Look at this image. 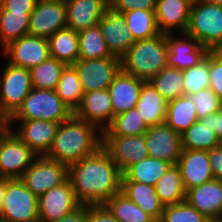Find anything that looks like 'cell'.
I'll return each mask as SVG.
<instances>
[{"label":"cell","mask_w":222,"mask_h":222,"mask_svg":"<svg viewBox=\"0 0 222 222\" xmlns=\"http://www.w3.org/2000/svg\"><path fill=\"white\" fill-rule=\"evenodd\" d=\"M122 175L103 146L68 167V179L81 205L105 204L121 191Z\"/></svg>","instance_id":"obj_1"},{"label":"cell","mask_w":222,"mask_h":222,"mask_svg":"<svg viewBox=\"0 0 222 222\" xmlns=\"http://www.w3.org/2000/svg\"><path fill=\"white\" fill-rule=\"evenodd\" d=\"M157 0H111L109 7L118 13L136 9L155 11Z\"/></svg>","instance_id":"obj_44"},{"label":"cell","mask_w":222,"mask_h":222,"mask_svg":"<svg viewBox=\"0 0 222 222\" xmlns=\"http://www.w3.org/2000/svg\"><path fill=\"white\" fill-rule=\"evenodd\" d=\"M103 143V132L95 125L72 115L60 123L47 158L67 167L96 152Z\"/></svg>","instance_id":"obj_2"},{"label":"cell","mask_w":222,"mask_h":222,"mask_svg":"<svg viewBox=\"0 0 222 222\" xmlns=\"http://www.w3.org/2000/svg\"><path fill=\"white\" fill-rule=\"evenodd\" d=\"M36 157L8 127L0 133V177L21 179Z\"/></svg>","instance_id":"obj_7"},{"label":"cell","mask_w":222,"mask_h":222,"mask_svg":"<svg viewBox=\"0 0 222 222\" xmlns=\"http://www.w3.org/2000/svg\"><path fill=\"white\" fill-rule=\"evenodd\" d=\"M185 201L210 221H222V181L213 179L187 190Z\"/></svg>","instance_id":"obj_21"},{"label":"cell","mask_w":222,"mask_h":222,"mask_svg":"<svg viewBox=\"0 0 222 222\" xmlns=\"http://www.w3.org/2000/svg\"><path fill=\"white\" fill-rule=\"evenodd\" d=\"M79 59H101L113 56L106 45L99 24L78 32Z\"/></svg>","instance_id":"obj_34"},{"label":"cell","mask_w":222,"mask_h":222,"mask_svg":"<svg viewBox=\"0 0 222 222\" xmlns=\"http://www.w3.org/2000/svg\"><path fill=\"white\" fill-rule=\"evenodd\" d=\"M145 82L122 70L119 71L108 87L113 108V118L136 107L141 88Z\"/></svg>","instance_id":"obj_23"},{"label":"cell","mask_w":222,"mask_h":222,"mask_svg":"<svg viewBox=\"0 0 222 222\" xmlns=\"http://www.w3.org/2000/svg\"><path fill=\"white\" fill-rule=\"evenodd\" d=\"M210 220L186 201L166 205L160 222H209Z\"/></svg>","instance_id":"obj_41"},{"label":"cell","mask_w":222,"mask_h":222,"mask_svg":"<svg viewBox=\"0 0 222 222\" xmlns=\"http://www.w3.org/2000/svg\"><path fill=\"white\" fill-rule=\"evenodd\" d=\"M50 56L56 60L73 65L79 60L78 32L64 27L48 38Z\"/></svg>","instance_id":"obj_28"},{"label":"cell","mask_w":222,"mask_h":222,"mask_svg":"<svg viewBox=\"0 0 222 222\" xmlns=\"http://www.w3.org/2000/svg\"><path fill=\"white\" fill-rule=\"evenodd\" d=\"M188 1H190L191 3H195V2H198L200 0H188Z\"/></svg>","instance_id":"obj_54"},{"label":"cell","mask_w":222,"mask_h":222,"mask_svg":"<svg viewBox=\"0 0 222 222\" xmlns=\"http://www.w3.org/2000/svg\"><path fill=\"white\" fill-rule=\"evenodd\" d=\"M191 97L196 107L198 120L222 109V100L210 87L200 90Z\"/></svg>","instance_id":"obj_42"},{"label":"cell","mask_w":222,"mask_h":222,"mask_svg":"<svg viewBox=\"0 0 222 222\" xmlns=\"http://www.w3.org/2000/svg\"><path fill=\"white\" fill-rule=\"evenodd\" d=\"M192 3L188 0H157L155 18L160 33H185L189 24Z\"/></svg>","instance_id":"obj_22"},{"label":"cell","mask_w":222,"mask_h":222,"mask_svg":"<svg viewBox=\"0 0 222 222\" xmlns=\"http://www.w3.org/2000/svg\"><path fill=\"white\" fill-rule=\"evenodd\" d=\"M196 107L191 96L183 95L167 103L165 123L182 134L198 121Z\"/></svg>","instance_id":"obj_30"},{"label":"cell","mask_w":222,"mask_h":222,"mask_svg":"<svg viewBox=\"0 0 222 222\" xmlns=\"http://www.w3.org/2000/svg\"><path fill=\"white\" fill-rule=\"evenodd\" d=\"M168 102L184 95L182 70L166 66L148 81Z\"/></svg>","instance_id":"obj_33"},{"label":"cell","mask_w":222,"mask_h":222,"mask_svg":"<svg viewBox=\"0 0 222 222\" xmlns=\"http://www.w3.org/2000/svg\"><path fill=\"white\" fill-rule=\"evenodd\" d=\"M148 155L177 164L182 152L181 134L174 131L165 122L149 127L144 134Z\"/></svg>","instance_id":"obj_14"},{"label":"cell","mask_w":222,"mask_h":222,"mask_svg":"<svg viewBox=\"0 0 222 222\" xmlns=\"http://www.w3.org/2000/svg\"><path fill=\"white\" fill-rule=\"evenodd\" d=\"M184 39H178L174 33L166 34L168 44L167 66L185 70L195 66L207 54L208 50L192 36L181 33Z\"/></svg>","instance_id":"obj_19"},{"label":"cell","mask_w":222,"mask_h":222,"mask_svg":"<svg viewBox=\"0 0 222 222\" xmlns=\"http://www.w3.org/2000/svg\"><path fill=\"white\" fill-rule=\"evenodd\" d=\"M213 131L217 134L220 143L222 144V109L217 113L212 114Z\"/></svg>","instance_id":"obj_49"},{"label":"cell","mask_w":222,"mask_h":222,"mask_svg":"<svg viewBox=\"0 0 222 222\" xmlns=\"http://www.w3.org/2000/svg\"><path fill=\"white\" fill-rule=\"evenodd\" d=\"M73 66L84 93L106 90L121 70V58L113 55L101 59H79Z\"/></svg>","instance_id":"obj_10"},{"label":"cell","mask_w":222,"mask_h":222,"mask_svg":"<svg viewBox=\"0 0 222 222\" xmlns=\"http://www.w3.org/2000/svg\"><path fill=\"white\" fill-rule=\"evenodd\" d=\"M32 222H44V221H42V220H40V219H37V220L32 221Z\"/></svg>","instance_id":"obj_55"},{"label":"cell","mask_w":222,"mask_h":222,"mask_svg":"<svg viewBox=\"0 0 222 222\" xmlns=\"http://www.w3.org/2000/svg\"><path fill=\"white\" fill-rule=\"evenodd\" d=\"M182 149L208 151L218 146L220 140L213 131L212 114L200 118L181 134Z\"/></svg>","instance_id":"obj_27"},{"label":"cell","mask_w":222,"mask_h":222,"mask_svg":"<svg viewBox=\"0 0 222 222\" xmlns=\"http://www.w3.org/2000/svg\"><path fill=\"white\" fill-rule=\"evenodd\" d=\"M135 40L150 39L160 34L155 11L136 9L122 13Z\"/></svg>","instance_id":"obj_36"},{"label":"cell","mask_w":222,"mask_h":222,"mask_svg":"<svg viewBox=\"0 0 222 222\" xmlns=\"http://www.w3.org/2000/svg\"><path fill=\"white\" fill-rule=\"evenodd\" d=\"M30 14L7 11L0 6V44L3 48L29 35Z\"/></svg>","instance_id":"obj_32"},{"label":"cell","mask_w":222,"mask_h":222,"mask_svg":"<svg viewBox=\"0 0 222 222\" xmlns=\"http://www.w3.org/2000/svg\"><path fill=\"white\" fill-rule=\"evenodd\" d=\"M167 103L149 82H145L141 88L136 108L147 126L152 127L165 122Z\"/></svg>","instance_id":"obj_26"},{"label":"cell","mask_w":222,"mask_h":222,"mask_svg":"<svg viewBox=\"0 0 222 222\" xmlns=\"http://www.w3.org/2000/svg\"><path fill=\"white\" fill-rule=\"evenodd\" d=\"M185 33L208 51L222 50V6L204 0L192 3Z\"/></svg>","instance_id":"obj_5"},{"label":"cell","mask_w":222,"mask_h":222,"mask_svg":"<svg viewBox=\"0 0 222 222\" xmlns=\"http://www.w3.org/2000/svg\"><path fill=\"white\" fill-rule=\"evenodd\" d=\"M210 4H215V5H218V6H222V0H204Z\"/></svg>","instance_id":"obj_52"},{"label":"cell","mask_w":222,"mask_h":222,"mask_svg":"<svg viewBox=\"0 0 222 222\" xmlns=\"http://www.w3.org/2000/svg\"><path fill=\"white\" fill-rule=\"evenodd\" d=\"M207 152L214 179L222 181V144L211 148Z\"/></svg>","instance_id":"obj_47"},{"label":"cell","mask_w":222,"mask_h":222,"mask_svg":"<svg viewBox=\"0 0 222 222\" xmlns=\"http://www.w3.org/2000/svg\"><path fill=\"white\" fill-rule=\"evenodd\" d=\"M88 222H119L105 204L88 205Z\"/></svg>","instance_id":"obj_45"},{"label":"cell","mask_w":222,"mask_h":222,"mask_svg":"<svg viewBox=\"0 0 222 222\" xmlns=\"http://www.w3.org/2000/svg\"><path fill=\"white\" fill-rule=\"evenodd\" d=\"M37 0H0V6L7 11L31 13Z\"/></svg>","instance_id":"obj_46"},{"label":"cell","mask_w":222,"mask_h":222,"mask_svg":"<svg viewBox=\"0 0 222 222\" xmlns=\"http://www.w3.org/2000/svg\"><path fill=\"white\" fill-rule=\"evenodd\" d=\"M166 34L135 43L121 57V70L148 82L167 66Z\"/></svg>","instance_id":"obj_3"},{"label":"cell","mask_w":222,"mask_h":222,"mask_svg":"<svg viewBox=\"0 0 222 222\" xmlns=\"http://www.w3.org/2000/svg\"><path fill=\"white\" fill-rule=\"evenodd\" d=\"M80 206L71 182L67 179L38 197L39 219L44 222H56Z\"/></svg>","instance_id":"obj_11"},{"label":"cell","mask_w":222,"mask_h":222,"mask_svg":"<svg viewBox=\"0 0 222 222\" xmlns=\"http://www.w3.org/2000/svg\"><path fill=\"white\" fill-rule=\"evenodd\" d=\"M209 87L222 100V50L210 51Z\"/></svg>","instance_id":"obj_43"},{"label":"cell","mask_w":222,"mask_h":222,"mask_svg":"<svg viewBox=\"0 0 222 222\" xmlns=\"http://www.w3.org/2000/svg\"><path fill=\"white\" fill-rule=\"evenodd\" d=\"M57 96L74 112L81 103L83 89L73 65H66L55 89Z\"/></svg>","instance_id":"obj_35"},{"label":"cell","mask_w":222,"mask_h":222,"mask_svg":"<svg viewBox=\"0 0 222 222\" xmlns=\"http://www.w3.org/2000/svg\"><path fill=\"white\" fill-rule=\"evenodd\" d=\"M210 51L195 66L182 70L184 80V95L192 96L193 94L209 88L210 84Z\"/></svg>","instance_id":"obj_40"},{"label":"cell","mask_w":222,"mask_h":222,"mask_svg":"<svg viewBox=\"0 0 222 222\" xmlns=\"http://www.w3.org/2000/svg\"><path fill=\"white\" fill-rule=\"evenodd\" d=\"M7 127V121L0 115V133Z\"/></svg>","instance_id":"obj_51"},{"label":"cell","mask_w":222,"mask_h":222,"mask_svg":"<svg viewBox=\"0 0 222 222\" xmlns=\"http://www.w3.org/2000/svg\"><path fill=\"white\" fill-rule=\"evenodd\" d=\"M50 2L59 3V4H66L67 0H49Z\"/></svg>","instance_id":"obj_53"},{"label":"cell","mask_w":222,"mask_h":222,"mask_svg":"<svg viewBox=\"0 0 222 222\" xmlns=\"http://www.w3.org/2000/svg\"><path fill=\"white\" fill-rule=\"evenodd\" d=\"M102 146L122 173L134 163L149 156L144 135H103Z\"/></svg>","instance_id":"obj_13"},{"label":"cell","mask_w":222,"mask_h":222,"mask_svg":"<svg viewBox=\"0 0 222 222\" xmlns=\"http://www.w3.org/2000/svg\"><path fill=\"white\" fill-rule=\"evenodd\" d=\"M155 191L164 206L185 201L186 190L180 169L176 164L171 165L162 178L157 181Z\"/></svg>","instance_id":"obj_31"},{"label":"cell","mask_w":222,"mask_h":222,"mask_svg":"<svg viewBox=\"0 0 222 222\" xmlns=\"http://www.w3.org/2000/svg\"><path fill=\"white\" fill-rule=\"evenodd\" d=\"M68 179V167L46 156H37L21 180L37 197Z\"/></svg>","instance_id":"obj_9"},{"label":"cell","mask_w":222,"mask_h":222,"mask_svg":"<svg viewBox=\"0 0 222 222\" xmlns=\"http://www.w3.org/2000/svg\"><path fill=\"white\" fill-rule=\"evenodd\" d=\"M105 205L119 222H152L154 219L121 192Z\"/></svg>","instance_id":"obj_39"},{"label":"cell","mask_w":222,"mask_h":222,"mask_svg":"<svg viewBox=\"0 0 222 222\" xmlns=\"http://www.w3.org/2000/svg\"><path fill=\"white\" fill-rule=\"evenodd\" d=\"M56 222H88V205H81Z\"/></svg>","instance_id":"obj_48"},{"label":"cell","mask_w":222,"mask_h":222,"mask_svg":"<svg viewBox=\"0 0 222 222\" xmlns=\"http://www.w3.org/2000/svg\"><path fill=\"white\" fill-rule=\"evenodd\" d=\"M73 115L72 110L57 96L55 90L32 88L22 106L7 121V126L17 120H46L63 122Z\"/></svg>","instance_id":"obj_4"},{"label":"cell","mask_w":222,"mask_h":222,"mask_svg":"<svg viewBox=\"0 0 222 222\" xmlns=\"http://www.w3.org/2000/svg\"><path fill=\"white\" fill-rule=\"evenodd\" d=\"M172 164L154 157L134 163L122 174V181H134L155 186Z\"/></svg>","instance_id":"obj_29"},{"label":"cell","mask_w":222,"mask_h":222,"mask_svg":"<svg viewBox=\"0 0 222 222\" xmlns=\"http://www.w3.org/2000/svg\"><path fill=\"white\" fill-rule=\"evenodd\" d=\"M67 26L65 4L37 0L29 20V35L49 38Z\"/></svg>","instance_id":"obj_15"},{"label":"cell","mask_w":222,"mask_h":222,"mask_svg":"<svg viewBox=\"0 0 222 222\" xmlns=\"http://www.w3.org/2000/svg\"><path fill=\"white\" fill-rule=\"evenodd\" d=\"M176 165L180 169L186 191L214 179L208 152L205 150L182 149Z\"/></svg>","instance_id":"obj_20"},{"label":"cell","mask_w":222,"mask_h":222,"mask_svg":"<svg viewBox=\"0 0 222 222\" xmlns=\"http://www.w3.org/2000/svg\"><path fill=\"white\" fill-rule=\"evenodd\" d=\"M109 8L105 0H67V27L76 32L95 26Z\"/></svg>","instance_id":"obj_24"},{"label":"cell","mask_w":222,"mask_h":222,"mask_svg":"<svg viewBox=\"0 0 222 222\" xmlns=\"http://www.w3.org/2000/svg\"><path fill=\"white\" fill-rule=\"evenodd\" d=\"M17 130L11 129L37 156H46L52 147L59 122L46 120H18Z\"/></svg>","instance_id":"obj_16"},{"label":"cell","mask_w":222,"mask_h":222,"mask_svg":"<svg viewBox=\"0 0 222 222\" xmlns=\"http://www.w3.org/2000/svg\"><path fill=\"white\" fill-rule=\"evenodd\" d=\"M128 199L150 215L154 220H160L164 204L158 197L155 186L134 181H121V191Z\"/></svg>","instance_id":"obj_25"},{"label":"cell","mask_w":222,"mask_h":222,"mask_svg":"<svg viewBox=\"0 0 222 222\" xmlns=\"http://www.w3.org/2000/svg\"><path fill=\"white\" fill-rule=\"evenodd\" d=\"M0 219L8 222H32L39 219L38 197L21 179H6V193Z\"/></svg>","instance_id":"obj_8"},{"label":"cell","mask_w":222,"mask_h":222,"mask_svg":"<svg viewBox=\"0 0 222 222\" xmlns=\"http://www.w3.org/2000/svg\"><path fill=\"white\" fill-rule=\"evenodd\" d=\"M149 129L139 115L137 108H132L113 118L111 124L103 131V135L140 136Z\"/></svg>","instance_id":"obj_38"},{"label":"cell","mask_w":222,"mask_h":222,"mask_svg":"<svg viewBox=\"0 0 222 222\" xmlns=\"http://www.w3.org/2000/svg\"><path fill=\"white\" fill-rule=\"evenodd\" d=\"M73 115L97 126L103 132L113 120V108L108 89L84 93Z\"/></svg>","instance_id":"obj_17"},{"label":"cell","mask_w":222,"mask_h":222,"mask_svg":"<svg viewBox=\"0 0 222 222\" xmlns=\"http://www.w3.org/2000/svg\"><path fill=\"white\" fill-rule=\"evenodd\" d=\"M66 64L49 57L30 69L32 88L55 90Z\"/></svg>","instance_id":"obj_37"},{"label":"cell","mask_w":222,"mask_h":222,"mask_svg":"<svg viewBox=\"0 0 222 222\" xmlns=\"http://www.w3.org/2000/svg\"><path fill=\"white\" fill-rule=\"evenodd\" d=\"M6 193V179L0 177V216L2 214L3 205H4V196Z\"/></svg>","instance_id":"obj_50"},{"label":"cell","mask_w":222,"mask_h":222,"mask_svg":"<svg viewBox=\"0 0 222 222\" xmlns=\"http://www.w3.org/2000/svg\"><path fill=\"white\" fill-rule=\"evenodd\" d=\"M0 76V115L8 121L32 90L30 69L7 62Z\"/></svg>","instance_id":"obj_6"},{"label":"cell","mask_w":222,"mask_h":222,"mask_svg":"<svg viewBox=\"0 0 222 222\" xmlns=\"http://www.w3.org/2000/svg\"><path fill=\"white\" fill-rule=\"evenodd\" d=\"M98 24L107 48L114 56L121 58L136 41L126 25L124 15L113 11L110 7Z\"/></svg>","instance_id":"obj_18"},{"label":"cell","mask_w":222,"mask_h":222,"mask_svg":"<svg viewBox=\"0 0 222 222\" xmlns=\"http://www.w3.org/2000/svg\"><path fill=\"white\" fill-rule=\"evenodd\" d=\"M3 51L8 57V63L26 69H31L51 57L48 39L31 35L12 41Z\"/></svg>","instance_id":"obj_12"}]
</instances>
